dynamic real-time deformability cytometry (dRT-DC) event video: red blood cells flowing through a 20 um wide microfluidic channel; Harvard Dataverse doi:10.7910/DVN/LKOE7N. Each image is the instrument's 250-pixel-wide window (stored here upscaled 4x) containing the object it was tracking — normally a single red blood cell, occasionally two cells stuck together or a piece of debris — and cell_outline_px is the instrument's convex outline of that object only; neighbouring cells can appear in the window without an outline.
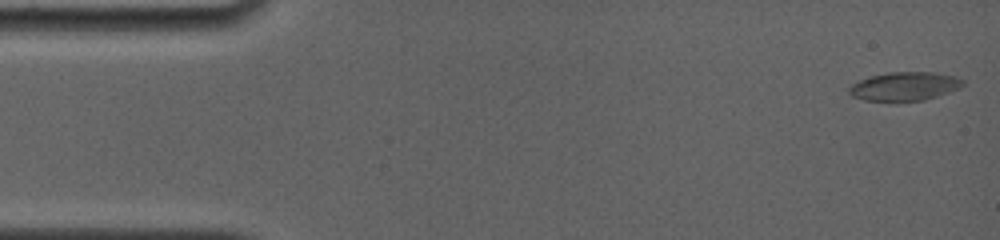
{"species": "common noctule bat (a hibernating species)", "species_latin": "Nyctalus noctula", "temperature_condition": "room temperature", "stored_images_in_passage": 14, "camera_frame_rate_fps": 4000, "um_per_image_px": 0.085, "animal": {"sex": "female", "body_mass_g": 19.0, "forearm_length_mm": 56.7}, "frame": {"image": 1, "passage_image": 1, "time_ms": 0.0, "image_size_px": [1000, 240], "cell_outline_px": [[964, 84], [960, 88], [924, 100], [864, 100], [852, 96], [848, 92], [848, 88], [852, 84], [860, 80], [872, 76], [888, 72], [936, 72], [956, 76], [964, 80]], "centroid_in_image_um": [76.91, 7.32], "position_along_channel_um": 8.1, "area_um2": 18.79}}
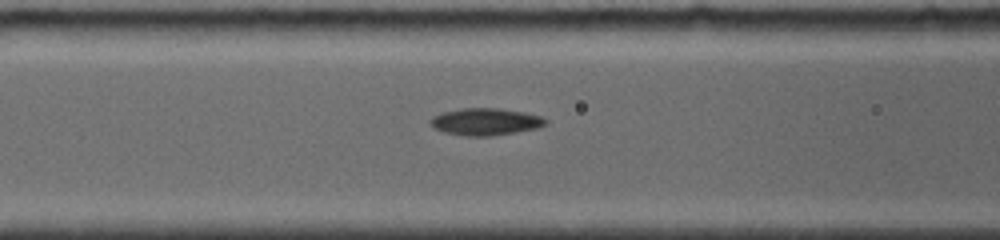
{"frame": {"image": 2, "passage_image": 8, "time_ms": 6.25, "image_size_px": [1000, 240], "cell_outline_px": [[548, 124], [536, 128], [516, 132], [492, 136], [468, 136], [444, 132], [428, 124], [428, 120], [432, 116], [440, 112], [460, 108], [500, 108], [524, 112], [540, 116], [548, 120]], "centroid_in_image_um": [41.24, 10.33], "position_along_channel_um": 125.4, "area_um2": 18.38}}
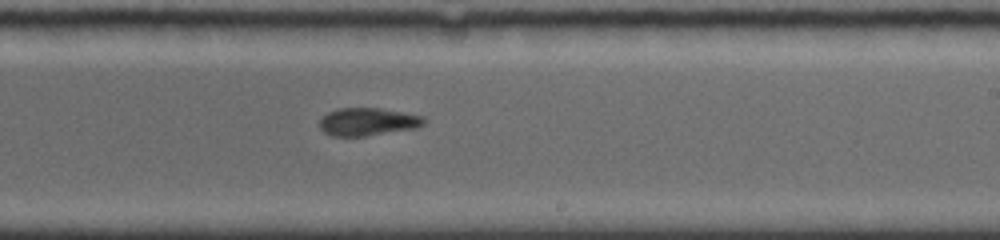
{"frame": {"image": 3, "passage_image": 14, "time_ms": 9.75, "image_size_px": [1000, 240], "cell_outline_px": [[428, 120], [424, 124], [416, 128], [364, 136], [332, 136], [324, 132], [320, 128], [320, 120], [328, 112], [340, 108], [380, 108], [424, 116]], "centroid_in_image_um": [31.29, 10.35], "position_along_channel_um": 257.7, "area_um2": 16.88}}